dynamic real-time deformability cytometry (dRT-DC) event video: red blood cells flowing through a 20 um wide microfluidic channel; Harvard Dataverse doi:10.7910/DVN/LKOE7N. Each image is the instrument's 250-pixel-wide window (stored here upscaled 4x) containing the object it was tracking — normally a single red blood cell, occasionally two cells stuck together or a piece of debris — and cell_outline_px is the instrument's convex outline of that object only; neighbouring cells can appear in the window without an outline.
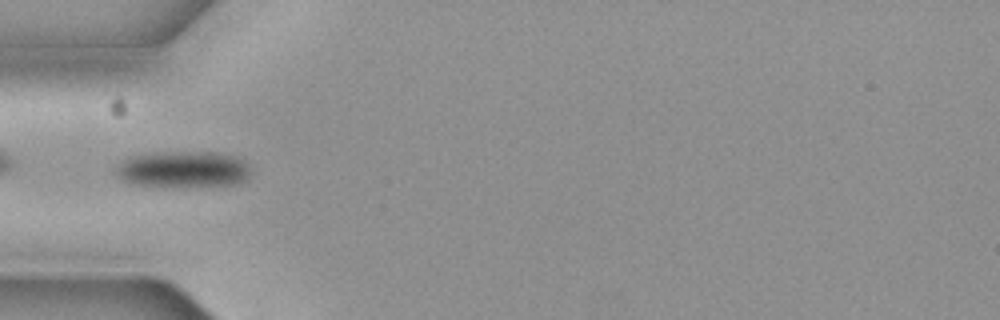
{"species": "common noctule bat (a hibernating species)", "species_latin": "Nyctalus noctula", "temperature_condition": "cold", "stored_images_in_passage": 4, "camera_frame_rate_fps": 3000, "um_per_image_px": 0.085, "animal": {"sex": "female", "body_mass_g": 19.3, "forearm_length_mm": 54.1}, "frame": {"image": 1, "passage_image": 2, "time_ms": 0.333, "image_size_px": [1000, 320], "cell_outline_px": [[248, 180], [236, 184], [136, 184], [124, 180], [116, 172], [116, 168], [120, 160], [128, 156], [156, 152], [212, 152], [236, 156], [244, 160], [248, 164]], "centroid_in_image_um": [15.57, 14.33], "position_along_channel_um": 69.4, "area_um2": 27.63}}
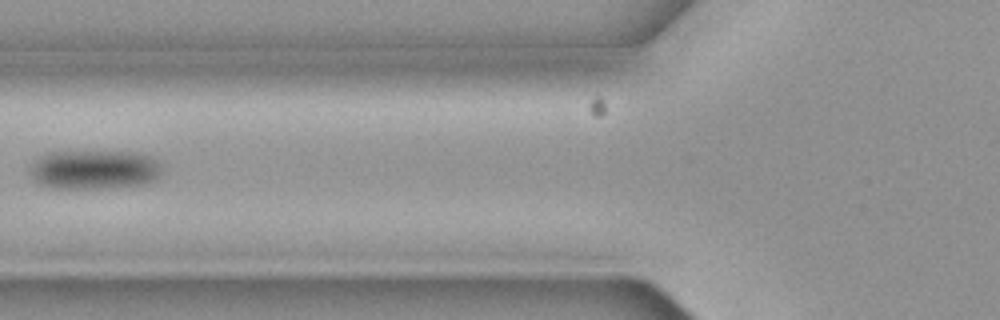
{"frame": {"image": 2, "passage_image": 3, "time_ms": 0.667, "image_size_px": [1000, 320], "cell_outline_px": [[160, 172], [152, 180], [140, 184], [100, 188], [52, 188], [40, 184], [32, 176], [32, 164], [40, 156], [48, 152], [132, 152], [148, 156], [156, 160], [160, 164]], "centroid_in_image_um": [7.98, 14.41], "position_along_channel_um": 117.8, "area_um2": 29.42}}
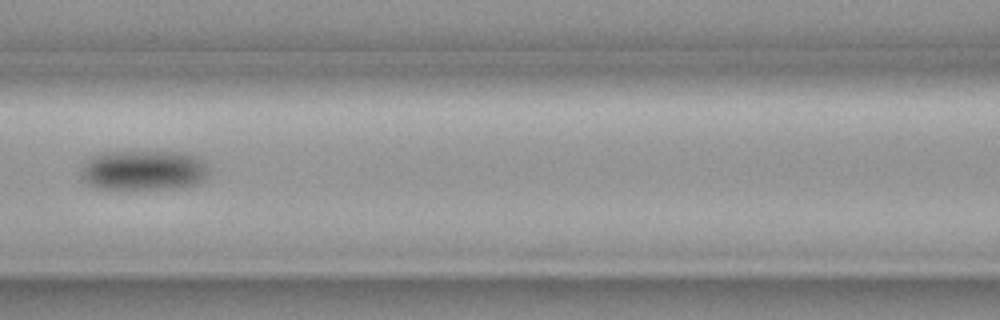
{"frame": {"image": 3, "passage_image": 4, "time_ms": 1.0, "image_size_px": [1000, 320], "cell_outline_px": [[208, 172], [204, 180], [196, 184], [180, 188], [132, 192], [96, 188], [88, 184], [84, 180], [84, 164], [88, 160], [104, 152], [180, 152], [192, 156], [200, 160], [208, 168]], "centroid_in_image_um": [12.22, 14.54], "position_along_channel_um": 154.4, "area_um2": 30.29}}